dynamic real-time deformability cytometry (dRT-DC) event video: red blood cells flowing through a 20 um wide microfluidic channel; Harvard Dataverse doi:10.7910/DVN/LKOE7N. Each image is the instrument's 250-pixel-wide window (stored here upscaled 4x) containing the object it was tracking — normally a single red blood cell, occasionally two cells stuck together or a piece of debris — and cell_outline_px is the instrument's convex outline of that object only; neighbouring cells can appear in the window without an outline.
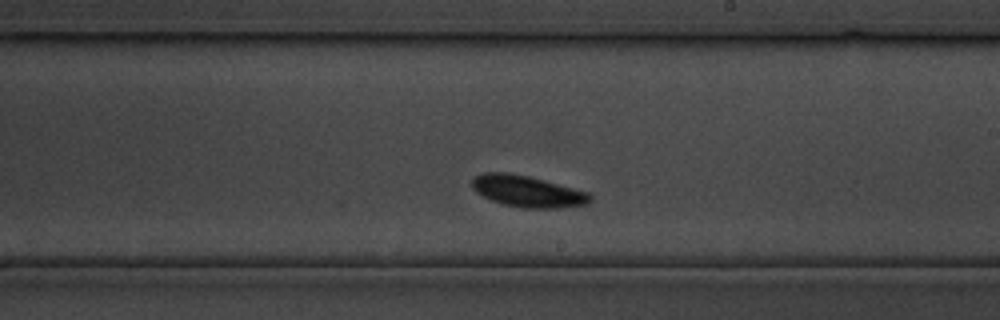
{"species": "common noctule bat (a hibernating species)", "species_latin": "Nyctalus noctula", "temperature_condition": "cold", "stored_images_in_passage": 26, "camera_frame_rate_fps": 3000, "um_per_image_px": 0.085, "animal": {"sex": "male", "body_mass_g": 19.5, "forearm_length_mm": 54.6}, "frame": {"image": 1, "passage_image": 11, "time_ms": 12.333, "image_size_px": [1000, 320], "cell_outline_px": [[592, 200], [588, 204], [560, 208], [520, 208], [504, 204], [492, 200], [476, 192], [472, 188], [472, 180], [476, 176], [484, 172], [508, 172], [528, 176], [544, 180], [588, 192], [592, 196]], "centroid_in_image_um": [44.85, 16.26], "position_along_channel_um": 244.1, "area_um2": 21.62}}